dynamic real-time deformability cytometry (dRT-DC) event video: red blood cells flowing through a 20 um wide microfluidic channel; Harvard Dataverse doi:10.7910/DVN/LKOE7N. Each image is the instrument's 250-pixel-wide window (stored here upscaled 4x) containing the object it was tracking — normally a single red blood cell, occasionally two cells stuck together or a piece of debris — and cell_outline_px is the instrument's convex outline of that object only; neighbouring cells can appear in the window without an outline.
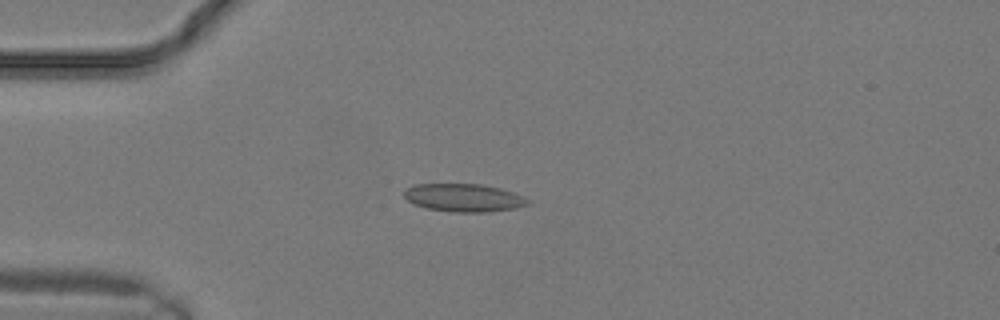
{"species": "common noctule bat (a hibernating species)", "species_latin": "Nyctalus noctula", "temperature_condition": "warm", "stored_images_in_passage": 11, "camera_frame_rate_fps": 3000, "um_per_image_px": 0.085, "animal": {"sex": "male", "body_mass_g": 19.2, "forearm_length_mm": 51.8}, "frame": {"image": 1, "passage_image": 2, "time_ms": 0.333, "image_size_px": [1000, 320], "cell_outline_px": [[532, 200], [528, 204], [516, 208], [488, 212], [452, 212], [424, 208], [412, 204], [404, 196], [404, 188], [412, 184], [480, 184], [500, 188], [524, 196]], "centroid_in_image_um": [39.4, 16.81], "position_along_channel_um": 45.6, "area_um2": 20.46}}
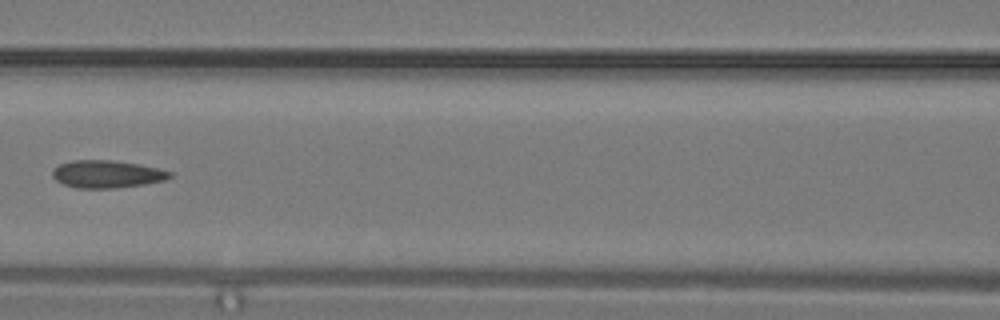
{"frame": {"image": 2, "passage_image": 7, "time_ms": 2.0, "image_size_px": [1000, 320], "cell_outline_px": [[172, 176], [164, 180], [144, 184], [116, 188], [76, 188], [64, 184], [56, 180], [52, 176], [52, 168], [60, 164], [72, 160], [112, 160], [136, 164], [156, 168], [172, 172]], "centroid_in_image_um": [9.04, 14.8], "position_along_channel_um": 157.6, "area_um2": 18.73}}
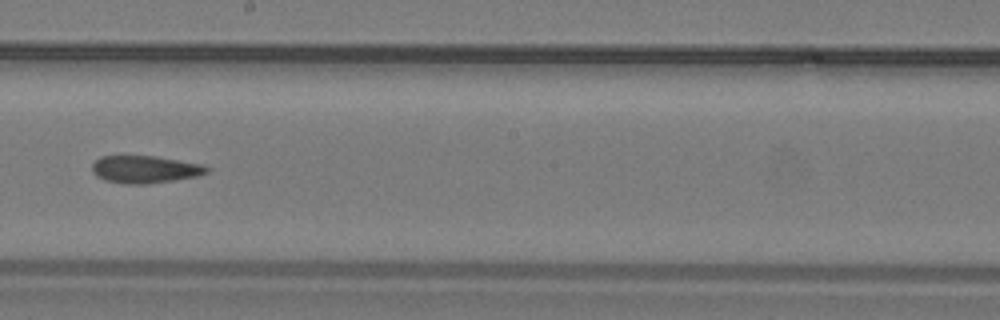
{"frame": {"image": 3, "passage_image": 10, "time_ms": 3.0, "image_size_px": [1000, 320], "cell_outline_px": [[212, 168], [208, 172], [196, 176], [172, 180], [144, 184], [128, 184], [104, 180], [96, 176], [92, 172], [92, 164], [100, 156], [156, 156], [204, 164]], "centroid_in_image_um": [12.33, 14.38], "position_along_channel_um": 235.9, "area_um2": 18.38}}